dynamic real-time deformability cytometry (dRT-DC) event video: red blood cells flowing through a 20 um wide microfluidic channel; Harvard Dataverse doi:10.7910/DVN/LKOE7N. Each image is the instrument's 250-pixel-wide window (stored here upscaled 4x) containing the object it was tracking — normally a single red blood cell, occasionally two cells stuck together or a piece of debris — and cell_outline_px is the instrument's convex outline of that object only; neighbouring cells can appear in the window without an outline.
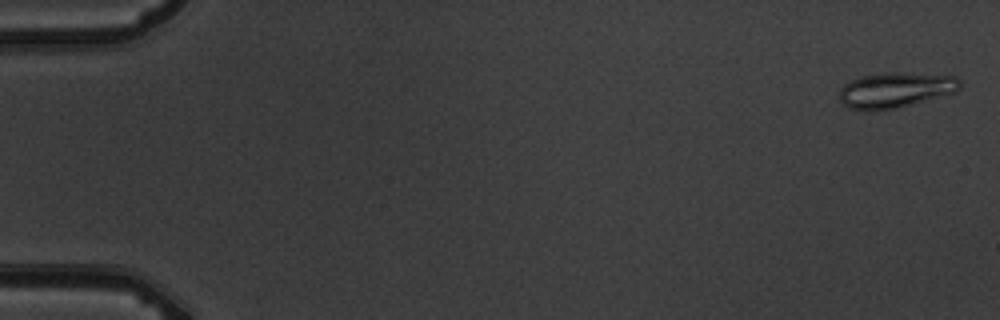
{"species": "common noctule bat (a hibernating species)", "species_latin": "Nyctalus noctula", "temperature_condition": "warm", "stored_images_in_passage": 9, "camera_frame_rate_fps": 3000, "um_per_image_px": 0.085, "animal": {"sex": "male", "body_mass_g": 19.5, "forearm_length_mm": 54.6}, "frame": {"image": 1, "passage_image": 1, "time_ms": 0.0, "image_size_px": [1000, 320], "cell_outline_px": [[960, 88], [956, 92], [896, 108], [868, 112], [848, 108], [840, 100], [840, 88], [844, 84], [852, 80], [864, 76], [884, 72], [904, 72], [956, 76], [960, 80]], "centroid_in_image_um": [76.1, 7.65], "position_along_channel_um": 8.9, "area_um2": 24.97}}
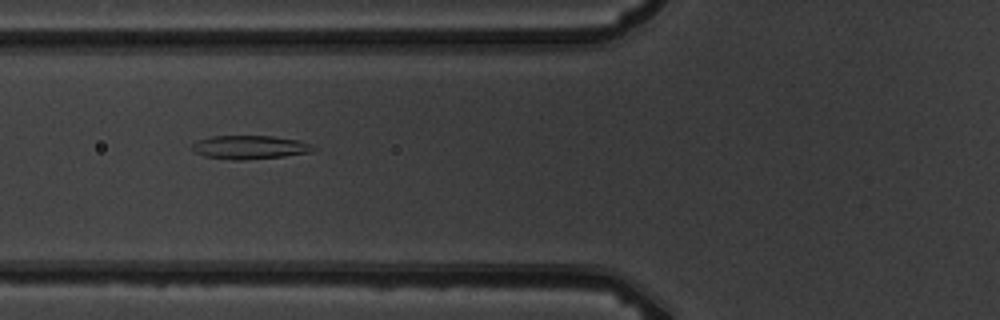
{"frame": {"image": 2, "passage_image": 6, "time_ms": 6.667, "image_size_px": [1000, 320], "cell_outline_px": [[316, 148], [312, 152], [284, 156], [244, 160], [232, 160], [204, 156], [192, 152], [188, 148], [192, 144], [200, 140], [212, 136], [272, 136], [300, 140]], "centroid_in_image_um": [21.18, 12.52], "position_along_channel_um": 104.6, "area_um2": 16.76}}
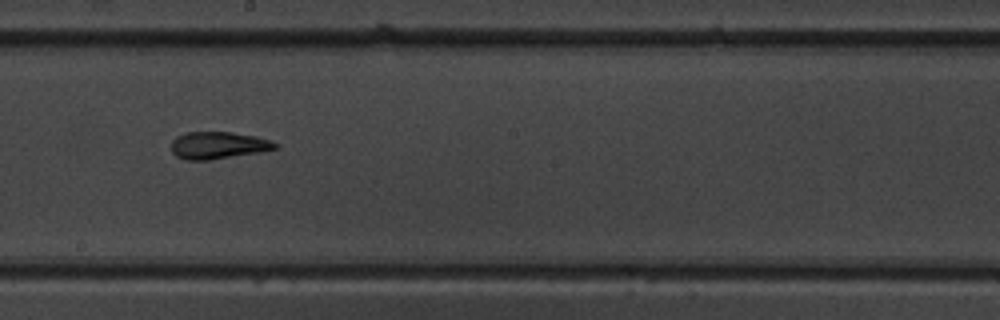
{"frame": {"image": 3, "passage_image": 9, "time_ms": 10.0, "image_size_px": [1000, 320], "cell_outline_px": [[280, 148], [260, 152], [208, 160], [184, 160], [176, 156], [172, 152], [172, 140], [176, 136], [184, 132], [232, 132], [256, 136], [272, 140]], "centroid_in_image_um": [18.54, 12.35], "position_along_channel_um": 229.7, "area_um2": 16.59}}